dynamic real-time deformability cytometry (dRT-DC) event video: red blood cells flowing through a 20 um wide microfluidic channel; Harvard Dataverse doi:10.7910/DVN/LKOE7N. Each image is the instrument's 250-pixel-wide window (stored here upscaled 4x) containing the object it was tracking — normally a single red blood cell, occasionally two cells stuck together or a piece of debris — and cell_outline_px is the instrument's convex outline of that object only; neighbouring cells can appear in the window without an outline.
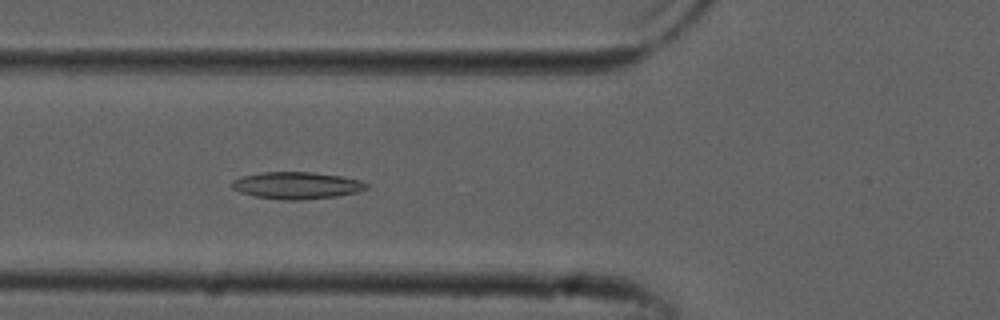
{"species": "common noctule bat (a hibernating species)", "species_latin": "Nyctalus noctula", "temperature_condition": "cold", "stored_images_in_passage": 34, "camera_frame_rate_fps": 3000, "um_per_image_px": 0.085, "animal": {"sex": "male", "forearm_length_mm": 52.5}, "frame": {"image": 1, "passage_image": 8, "time_ms": 2.333, "image_size_px": [1000, 320], "cell_outline_px": [[368, 188], [356, 192], [336, 196], [304, 200], [280, 200], [256, 196], [240, 192], [232, 188], [232, 180], [240, 176], [260, 172], [312, 172], [340, 176], [360, 180], [368, 184]], "centroid_in_image_um": [25.19, 15.76], "position_along_channel_um": 100.6, "area_um2": 21.21}}
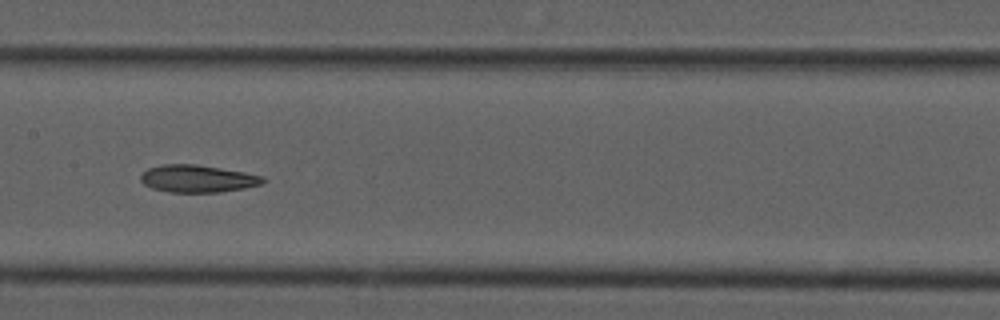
{"frame": {"image": 2, "passage_image": 15, "time_ms": 4.667, "image_size_px": [1000, 320], "cell_outline_px": [[268, 180], [260, 184], [244, 188], [220, 192], [172, 192], [152, 188], [144, 184], [140, 180], [140, 176], [148, 168], [164, 164], [196, 164], [244, 172], [264, 176]], "centroid_in_image_um": [16.81, 15.18], "position_along_channel_um": 190.6, "area_um2": 19.42}}
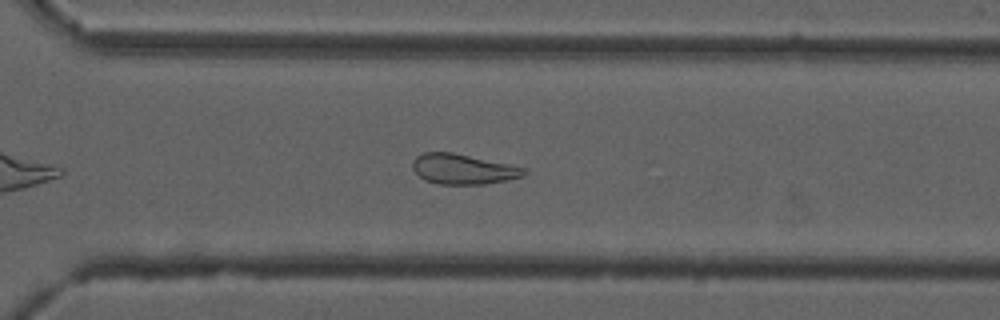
{"frame": {"image": 3, "passage_image": 26, "time_ms": 8.333, "image_size_px": [1000, 320], "cell_outline_px": [[528, 172], [520, 176], [504, 180], [484, 184], [440, 184], [424, 180], [412, 168], [412, 160], [416, 156], [424, 152], [452, 152], [528, 168]], "centroid_in_image_um": [39.33, 14.36], "position_along_channel_um": 331.3, "area_um2": 19.48}, "authors_computed_cell_mechanics": {"area_um2": 19.8254, "velocity_mm_per_s": 3.8412, "shape_relaxation_time_tau1_ms": null, "shape_relaxation_time_tau2_ms": 7.226, "deformation_change_tau1": null, "deformation_change_tau2": 0.1759}}